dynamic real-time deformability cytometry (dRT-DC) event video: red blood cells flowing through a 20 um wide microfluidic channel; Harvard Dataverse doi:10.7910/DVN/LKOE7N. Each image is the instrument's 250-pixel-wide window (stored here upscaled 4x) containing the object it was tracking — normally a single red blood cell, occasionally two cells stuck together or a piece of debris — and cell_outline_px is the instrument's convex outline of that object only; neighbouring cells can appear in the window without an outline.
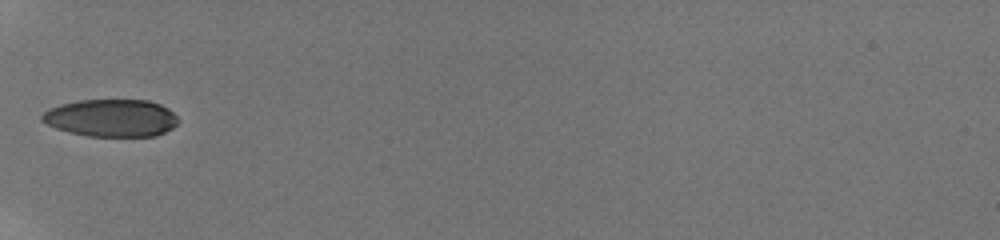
{"species": "human", "species_latin": "Homo sapiens", "temperature_condition": "room temperature", "stored_images_in_passage": 71, "camera_frame_rate_fps": 3000, "um_per_image_px": 0.085, "donor": {"sex": "male"}, "frame": {"image": 1, "passage_image": 1, "time_ms": 0.0, "image_size_px": [1000, 240], "cell_outline_px": [[180, 120], [172, 128], [156, 136], [88, 136], [68, 132], [56, 128], [40, 120], [40, 116], [48, 108], [60, 104], [80, 100], [148, 100], [160, 104], [168, 108]], "centroid_in_image_um": [9.44, 10.02], "position_along_channel_um": 75.6, "area_um2": 29.82}}
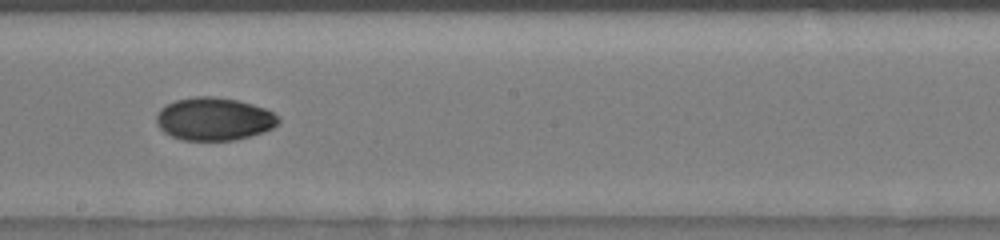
{"frame": {"image": 2, "passage_image": 27, "time_ms": 4.0, "image_size_px": [1000, 240], "cell_outline_px": [[280, 124], [264, 132], [236, 140], [184, 140], [172, 136], [164, 132], [156, 124], [156, 116], [160, 108], [176, 100], [192, 96], [212, 96], [236, 100], [252, 104], [264, 108], [280, 116]], "centroid_in_image_um": [18.21, 10.11], "position_along_channel_um": 230.0, "area_um2": 30.63}}
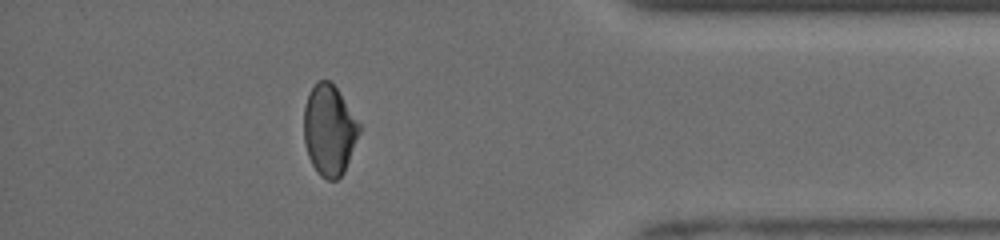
{"frame": {"image": 3, "passage_image": 59, "time_ms": 9.0, "image_size_px": [1000, 240], "cell_outline_px": [[360, 132], [344, 172], [336, 180], [328, 180], [320, 176], [316, 172], [308, 156], [304, 140], [304, 108], [308, 92], [316, 80], [328, 80], [336, 88], [360, 124]], "centroid_in_image_um": [27.96, 11.06], "position_along_channel_um": 407.2, "area_um2": 29.19}, "authors_computed_cell_mechanics": {"area_um2": 29.9982, "velocity_mm_per_s": 3.9757, "shape_relaxation_time_tau1_ms": 6.5571, "shape_relaxation_time_tau2_ms": 4.6677, "deformation_change_tau1": 0.1525, "deformation_change_tau2": 0.0603}}